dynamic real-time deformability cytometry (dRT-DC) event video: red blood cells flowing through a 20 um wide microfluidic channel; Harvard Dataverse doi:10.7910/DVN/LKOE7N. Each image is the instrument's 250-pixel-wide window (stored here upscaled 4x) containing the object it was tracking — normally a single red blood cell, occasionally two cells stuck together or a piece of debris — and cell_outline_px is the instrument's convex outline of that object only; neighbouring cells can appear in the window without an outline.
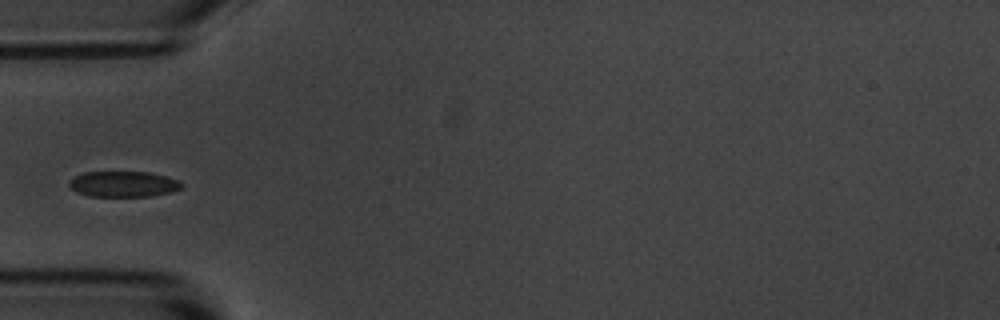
{"species": "common noctule bat (a hibernating species)", "species_latin": "Nyctalus noctula", "temperature_condition": "room temperature", "stored_images_in_passage": 7, "camera_frame_rate_fps": 3000, "um_per_image_px": 0.085, "animal": {"sex": "male", "body_mass_g": 20.1, "forearm_length_mm": 53.5}, "frame": {"image": 1, "passage_image": 5, "time_ms": 4.667, "image_size_px": [1000, 320], "cell_outline_px": [[184, 184], [180, 188], [172, 192], [148, 196], [88, 196], [76, 192], [68, 184], [68, 180], [84, 172], [148, 172], [168, 176], [180, 180]], "centroid_in_image_um": [10.5, 15.64], "position_along_channel_um": 74.5, "area_um2": 16.94}}
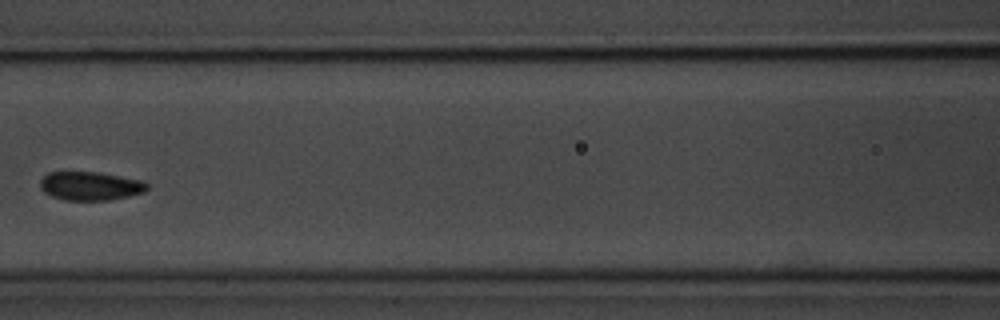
{"frame": {"image": 2, "passage_image": 7, "time_ms": 7.0, "image_size_px": [1000, 320], "cell_outline_px": [[148, 188], [144, 192], [112, 200], [64, 200], [52, 196], [44, 192], [40, 188], [40, 180], [48, 172], [100, 172], [140, 180], [148, 184]], "centroid_in_image_um": [7.66, 15.81], "position_along_channel_um": 158.9, "area_um2": 17.86}}